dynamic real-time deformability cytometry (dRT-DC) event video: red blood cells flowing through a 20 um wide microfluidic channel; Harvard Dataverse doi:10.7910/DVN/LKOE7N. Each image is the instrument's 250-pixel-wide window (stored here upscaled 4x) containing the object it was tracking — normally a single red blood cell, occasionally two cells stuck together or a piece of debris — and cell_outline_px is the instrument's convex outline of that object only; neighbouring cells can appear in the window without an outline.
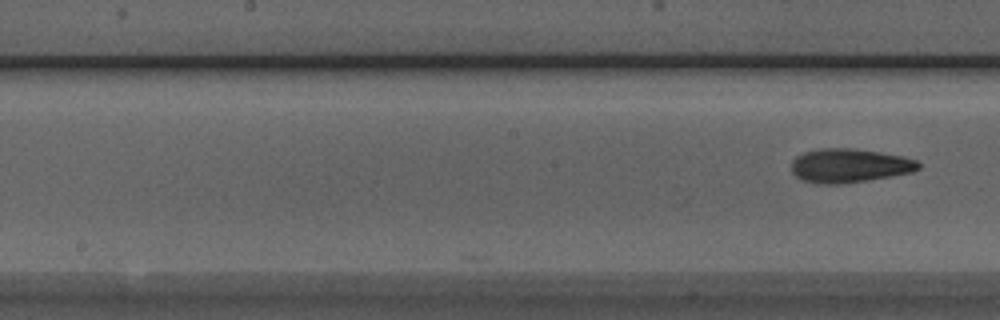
{"species": "Egyptian fruit bat (a non-hibernating species)", "species_latin": "Rousettus aegyptiacus", "temperature_condition": "room temperature", "stored_images_in_passage": 9, "camera_frame_rate_fps": 3000, "um_per_image_px": 0.085, "animal": {"sex": "male"}, "frame": {"image": 1, "passage_image": 9, "time_ms": 10.333, "image_size_px": [1000, 320], "cell_outline_px": [[920, 168], [912, 172], [892, 176], [868, 180], [840, 184], [816, 184], [800, 180], [792, 172], [792, 160], [796, 156], [804, 152], [820, 148], [848, 148], [880, 152], [904, 156], [916, 160], [920, 164]], "centroid_in_image_um": [72.18, 14.08], "position_along_channel_um": 176.0, "area_um2": 25.26}}